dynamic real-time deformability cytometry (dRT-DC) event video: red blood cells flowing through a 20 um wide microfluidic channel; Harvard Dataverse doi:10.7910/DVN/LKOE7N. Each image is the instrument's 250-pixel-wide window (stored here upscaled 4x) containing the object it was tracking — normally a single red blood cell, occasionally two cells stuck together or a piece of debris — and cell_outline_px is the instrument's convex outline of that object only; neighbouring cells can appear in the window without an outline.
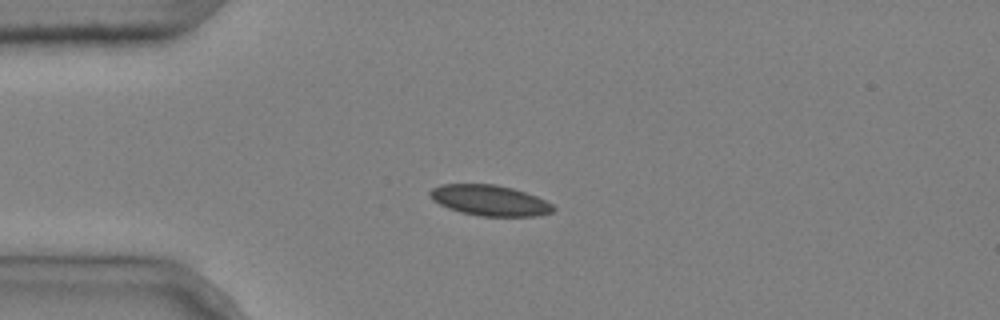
{"species": "common noctule bat (a hibernating species)", "species_latin": "Nyctalus noctula", "temperature_condition": "cold", "stored_images_in_passage": 2, "camera_frame_rate_fps": 3000, "um_per_image_px": 0.085, "animal": {"sex": "male", "body_mass_g": 20.4}, "frame": {"image": 1, "passage_image": 1, "time_ms": 0.0, "image_size_px": [1000, 320], "cell_outline_px": [[556, 208], [552, 212], [540, 216], [480, 216], [460, 212], [448, 208], [432, 200], [428, 196], [428, 192], [432, 188], [440, 184], [496, 184], [512, 188], [536, 196], [552, 204]], "centroid_in_image_um": [41.6, 17.03], "position_along_channel_um": 43.4, "area_um2": 22.14}}